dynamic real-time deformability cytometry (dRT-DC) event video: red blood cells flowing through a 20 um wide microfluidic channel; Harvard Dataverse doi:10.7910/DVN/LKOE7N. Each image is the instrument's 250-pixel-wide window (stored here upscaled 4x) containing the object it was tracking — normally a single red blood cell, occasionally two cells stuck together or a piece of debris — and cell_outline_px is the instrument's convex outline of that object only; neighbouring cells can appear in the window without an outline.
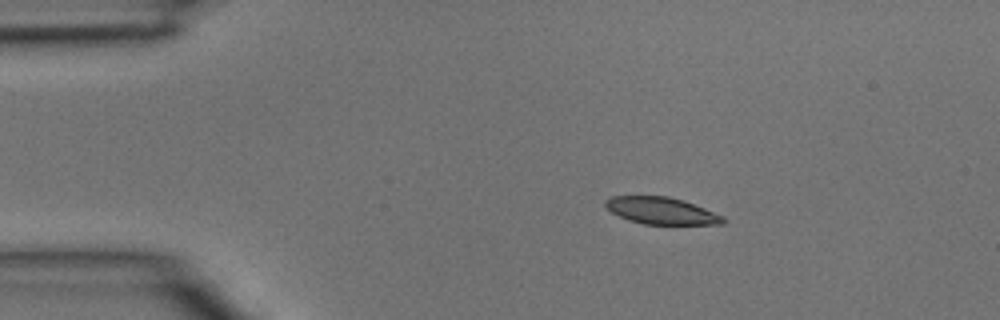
{"species": "common noctule bat (a hibernating species)", "species_latin": "Nyctalus noctula", "temperature_condition": "room temperature", "stored_images_in_passage": 3, "camera_frame_rate_fps": 3000, "um_per_image_px": 0.085, "animal": {"sex": "male", "body_mass_g": 15.6}, "frame": {"image": 1, "passage_image": 2, "time_ms": 0.333, "image_size_px": [1000, 320], "cell_outline_px": [[728, 220], [724, 224], [644, 224], [628, 220], [612, 212], [604, 204], [604, 200], [612, 196], [668, 196], [684, 200], [724, 216]], "centroid_in_image_um": [56.24, 17.91], "position_along_channel_um": 28.8, "area_um2": 18.5}}